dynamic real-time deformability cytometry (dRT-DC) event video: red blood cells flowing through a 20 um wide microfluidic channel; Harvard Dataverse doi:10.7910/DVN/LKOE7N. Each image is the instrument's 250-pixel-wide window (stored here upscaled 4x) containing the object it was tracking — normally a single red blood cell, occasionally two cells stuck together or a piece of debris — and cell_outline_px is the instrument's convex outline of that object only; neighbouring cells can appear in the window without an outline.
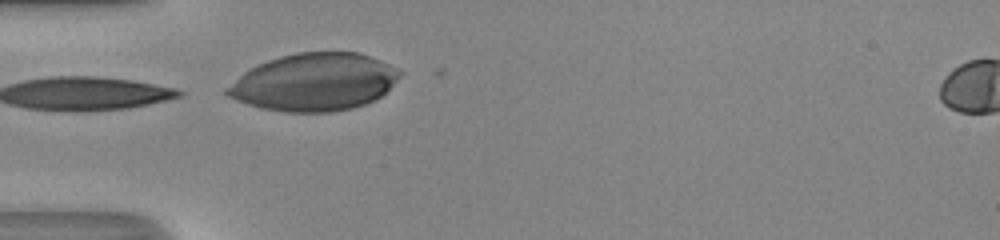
{"species": "human", "species_latin": "Homo sapiens", "temperature_condition": "room temperature", "stored_images_in_passage": 28, "camera_frame_rate_fps": 3000, "um_per_image_px": 0.085, "donor": {"sex": "male"}, "frame": {"image": 1, "passage_image": 7, "time_ms": 2.0, "image_size_px": [1000, 240], "cell_outline_px": [[404, 72], [376, 100], [352, 108], [332, 112], [284, 112], [260, 108], [236, 100], [228, 96], [224, 92], [224, 88], [244, 72], [268, 60], [280, 56], [296, 52], [360, 52], [380, 60]], "centroid_in_image_um": [26.69, 6.98], "position_along_channel_um": 58.3, "area_um2": 57.8}}